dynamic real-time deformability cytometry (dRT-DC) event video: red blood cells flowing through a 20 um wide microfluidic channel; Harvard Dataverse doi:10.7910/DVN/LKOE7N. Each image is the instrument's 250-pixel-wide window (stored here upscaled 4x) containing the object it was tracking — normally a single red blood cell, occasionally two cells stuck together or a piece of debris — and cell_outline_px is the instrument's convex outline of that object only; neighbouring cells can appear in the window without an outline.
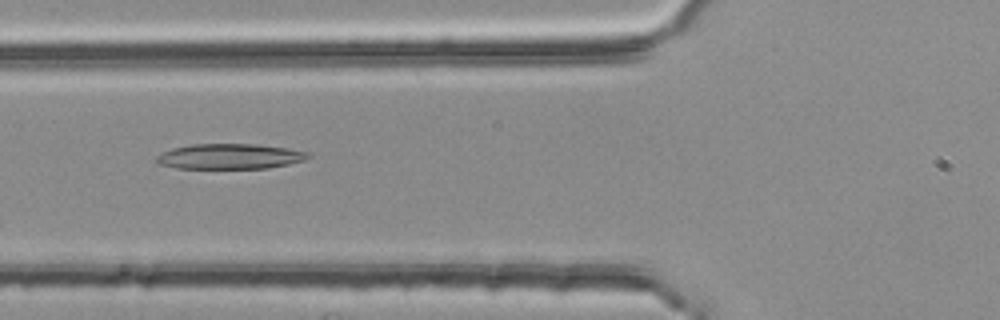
{"species": "common noctule bat (a hibernating species)", "species_latin": "Nyctalus noctula", "temperature_condition": "room temperature", "stored_images_in_passage": 45, "camera_frame_rate_fps": 3000, "um_per_image_px": 0.085, "animal": {"sex": "female", "body_mass_g": 25.1}, "frame": {"image": 1, "passage_image": 12, "time_ms": 3.667, "image_size_px": [1000, 320], "cell_outline_px": [[312, 156], [304, 160], [288, 164], [268, 168], [176, 168], [160, 164], [156, 160], [156, 156], [172, 148], [192, 144], [256, 144], [288, 148], [308, 152]], "centroid_in_image_um": [19.56, 13.29], "position_along_channel_um": 106.2, "area_um2": 22.25}}
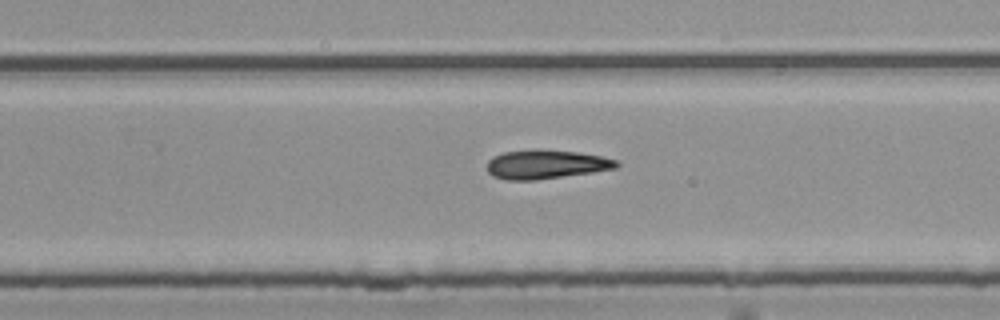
{"frame": {"image": 2, "passage_image": 26, "time_ms": 8.333, "image_size_px": [1000, 320], "cell_outline_px": [[620, 164], [616, 168], [592, 172], [536, 180], [504, 180], [492, 176], [488, 172], [488, 160], [492, 156], [504, 152], [576, 152], [600, 156], [616, 160]], "centroid_in_image_um": [46.39, 14.02], "position_along_channel_um": 283.4, "area_um2": 20.92}}
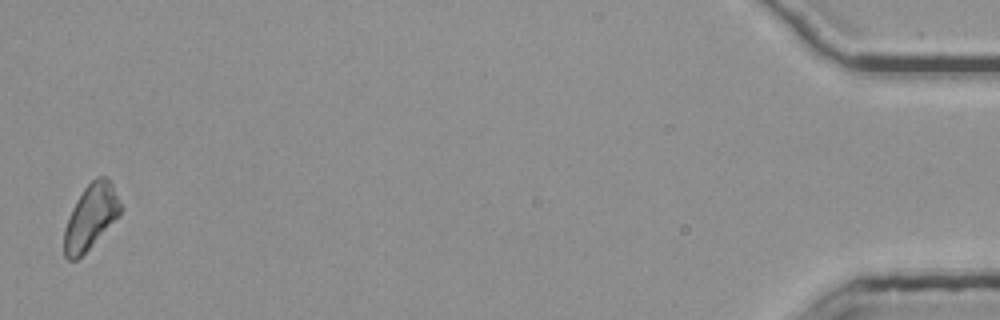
{"frame": {"image": 3, "passage_image": 45, "time_ms": 14.667, "image_size_px": [1000, 320], "cell_outline_px": [[124, 208], [120, 216], [76, 260], [68, 260], [64, 256], [64, 228], [72, 208], [76, 200], [84, 188], [96, 176], [108, 176]], "centroid_in_image_um": [7.74, 18.39], "position_along_channel_um": 427.5, "area_um2": 21.33}, "authors_computed_cell_mechanics": {"area_um2": 21.7906, "velocity_mm_per_s": 3.8031, "shape_relaxation_time_tau1_ms": 11.3144, "shape_relaxation_time_tau2_ms": null, "deformation_change_tau1": 0.2012, "deformation_change_tau2": null}}